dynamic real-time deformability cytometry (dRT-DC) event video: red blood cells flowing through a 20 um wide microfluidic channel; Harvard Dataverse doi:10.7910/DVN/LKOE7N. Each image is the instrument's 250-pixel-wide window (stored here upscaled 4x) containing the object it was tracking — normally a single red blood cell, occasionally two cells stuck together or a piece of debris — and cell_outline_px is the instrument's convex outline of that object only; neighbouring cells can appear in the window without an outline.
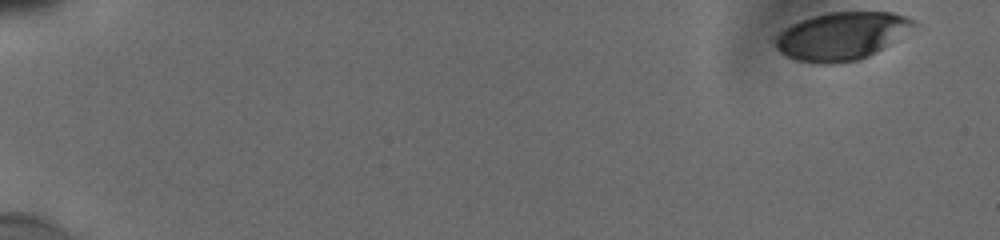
{"species": "human", "species_latin": "Homo sapiens", "temperature_condition": "cold", "stored_images_in_passage": 47, "camera_frame_rate_fps": 3000, "um_per_image_px": 0.085, "donor": {"sex": "male"}, "frame": {"image": 1, "passage_image": 1, "time_ms": 0.0, "image_size_px": [1000, 240], "cell_outline_px": [[916, 24], [876, 52], [860, 60], [832, 64], [820, 64], [796, 60], [780, 52], [776, 48], [772, 40], [784, 28], [800, 20], [812, 16], [828, 12], [892, 12], [904, 16], [912, 20]], "centroid_in_image_um": [71.44, 3.07], "position_along_channel_um": 13.6, "area_um2": 38.15}}
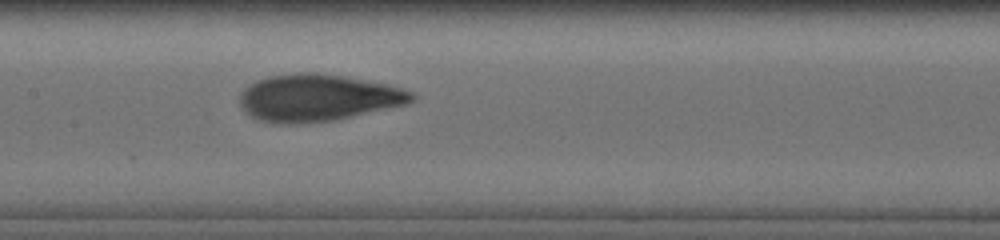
{"frame": {"image": 2, "passage_image": 28, "time_ms": 9.0, "image_size_px": [1000, 240], "cell_outline_px": [[416, 100], [408, 104], [332, 120], [292, 124], [276, 124], [260, 120], [244, 112], [240, 108], [240, 92], [248, 84], [256, 80], [268, 76], [296, 72], [316, 72], [344, 76], [388, 84], [412, 92], [416, 96]], "centroid_in_image_um": [26.98, 8.3], "position_along_channel_um": 180.4, "area_um2": 47.34}}
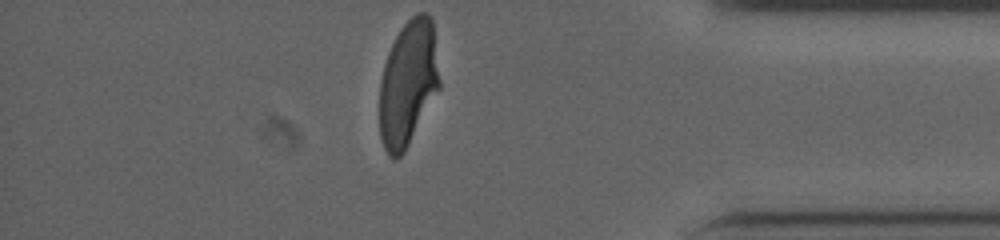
{"frame": {"image": 3, "passage_image": 47, "time_ms": 15.333, "image_size_px": [1000, 240], "cell_outline_px": [[440, 88], [404, 152], [400, 156], [388, 156], [384, 148], [380, 136], [380, 80], [384, 64], [388, 52], [400, 28], [416, 12], [428, 12], [432, 16], [440, 80]], "centroid_in_image_um": [34.7, 7.03], "position_along_channel_um": 400.5, "area_um2": 43.93}, "authors_computed_cell_mechanics": {"area_um2": 44.7372, "velocity_mm_per_s": 3.8537, "shape_relaxation_time_tau1_ms": 5.6066, "shape_relaxation_time_tau2_ms": 0.8538, "deformation_change_tau1": 0.222, "deformation_change_tau2": 0.0675}}